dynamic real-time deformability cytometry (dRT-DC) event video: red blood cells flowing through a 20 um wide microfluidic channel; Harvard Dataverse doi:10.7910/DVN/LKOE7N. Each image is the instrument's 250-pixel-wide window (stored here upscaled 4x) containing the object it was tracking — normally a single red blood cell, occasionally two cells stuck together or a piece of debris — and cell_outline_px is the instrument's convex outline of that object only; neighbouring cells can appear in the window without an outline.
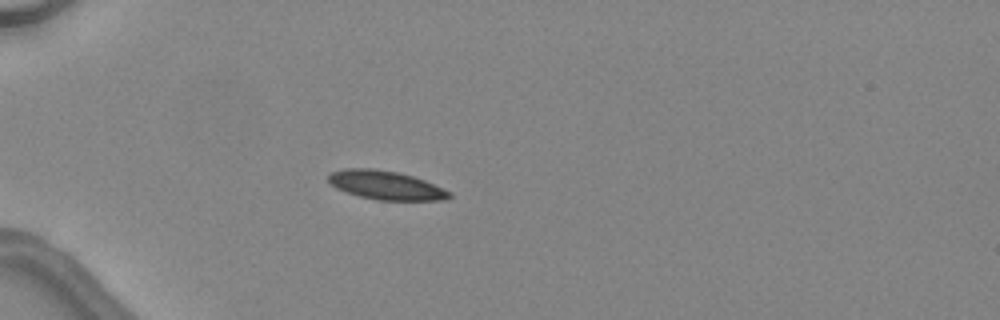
{"species": "common noctule bat (a hibernating species)", "species_latin": "Nyctalus noctula", "temperature_condition": "warm", "stored_images_in_passage": 33, "camera_frame_rate_fps": 3000, "um_per_image_px": 0.085, "animal": {"sex": "female", "body_mass_g": 24.6, "forearm_length_mm": 56.2}, "frame": {"image": 1, "passage_image": 1, "time_ms": 0.0, "image_size_px": [1000, 320], "cell_outline_px": [[452, 196], [448, 200], [376, 200], [360, 196], [336, 188], [328, 180], [328, 176], [332, 172], [344, 168], [372, 168], [396, 172], [412, 176], [424, 180], [452, 192]], "centroid_in_image_um": [32.82, 15.74], "position_along_channel_um": 52.2, "area_um2": 20.17}}
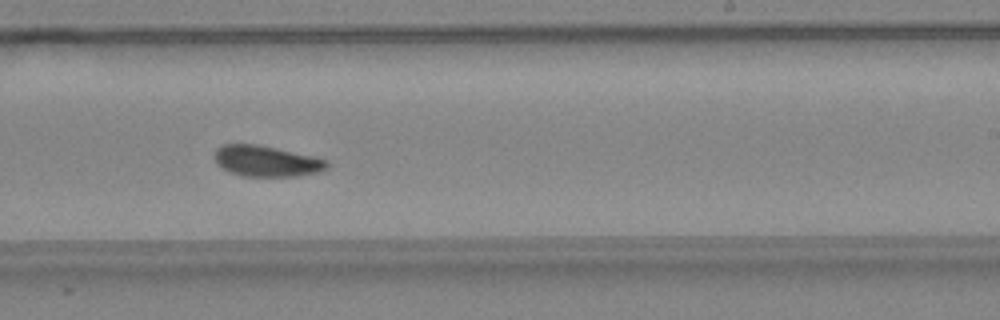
{"frame": {"image": 2, "passage_image": 17, "time_ms": 5.333, "image_size_px": [1000, 320], "cell_outline_px": [[328, 168], [316, 172], [296, 176], [240, 176], [216, 164], [212, 156], [216, 148], [224, 144], [256, 144], [276, 148], [312, 156], [328, 160]], "centroid_in_image_um": [22.6, 13.69], "position_along_channel_um": 266.4, "area_um2": 20.17}}
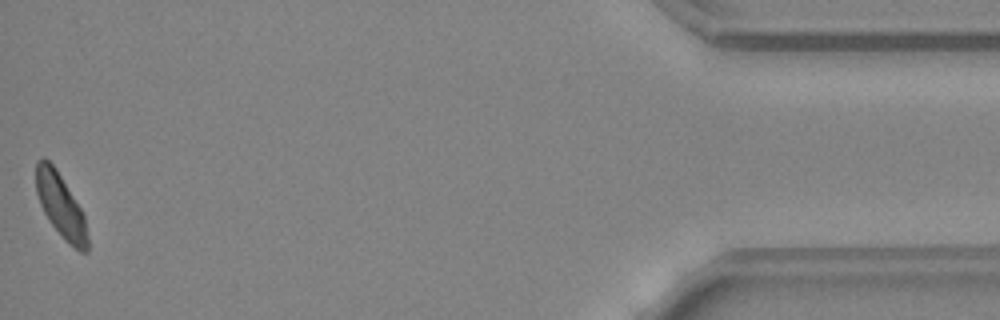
{"frame": {"image": 3, "passage_image": 33, "time_ms": 10.667, "image_size_px": [1000, 320], "cell_outline_px": [[88, 252], [80, 252], [68, 244], [64, 240], [48, 220], [40, 204], [36, 192], [36, 160], [44, 156], [56, 168], [80, 208], [84, 216], [88, 236]], "centroid_in_image_um": [5.15, 17.5], "position_along_channel_um": 430.0, "area_um2": 19.19}, "authors_computed_cell_mechanics": {"area_um2": 20.23, "velocity_mm_per_s": 4.5248, "shape_relaxation_time_tau1_ms": 3.9453, "shape_relaxation_time_tau2_ms": 4.3686, "deformation_change_tau1": 0.1021, "deformation_change_tau2": 0.0831}}